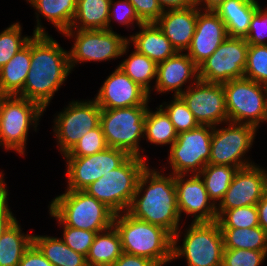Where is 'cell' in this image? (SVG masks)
<instances>
[{"label": "cell", "instance_id": "cell-1", "mask_svg": "<svg viewBox=\"0 0 267 266\" xmlns=\"http://www.w3.org/2000/svg\"><path fill=\"white\" fill-rule=\"evenodd\" d=\"M70 73L69 52L50 35L33 34L30 70L18 96L38 103L46 111Z\"/></svg>", "mask_w": 267, "mask_h": 266}, {"label": "cell", "instance_id": "cell-2", "mask_svg": "<svg viewBox=\"0 0 267 266\" xmlns=\"http://www.w3.org/2000/svg\"><path fill=\"white\" fill-rule=\"evenodd\" d=\"M132 217L159 226L171 236L180 228L174 175L168 176L149 165L141 173L136 192L126 211Z\"/></svg>", "mask_w": 267, "mask_h": 266}, {"label": "cell", "instance_id": "cell-3", "mask_svg": "<svg viewBox=\"0 0 267 266\" xmlns=\"http://www.w3.org/2000/svg\"><path fill=\"white\" fill-rule=\"evenodd\" d=\"M113 225L121 237L124 253L149 258L158 266L172 262V236L163 228L117 213Z\"/></svg>", "mask_w": 267, "mask_h": 266}, {"label": "cell", "instance_id": "cell-4", "mask_svg": "<svg viewBox=\"0 0 267 266\" xmlns=\"http://www.w3.org/2000/svg\"><path fill=\"white\" fill-rule=\"evenodd\" d=\"M182 231L172 236V261L185 258L187 266H222L224 243L217 221L191 222L178 245Z\"/></svg>", "mask_w": 267, "mask_h": 266}, {"label": "cell", "instance_id": "cell-5", "mask_svg": "<svg viewBox=\"0 0 267 266\" xmlns=\"http://www.w3.org/2000/svg\"><path fill=\"white\" fill-rule=\"evenodd\" d=\"M49 209L69 227L102 232L113 225L115 213L81 190H66L56 196Z\"/></svg>", "mask_w": 267, "mask_h": 266}, {"label": "cell", "instance_id": "cell-6", "mask_svg": "<svg viewBox=\"0 0 267 266\" xmlns=\"http://www.w3.org/2000/svg\"><path fill=\"white\" fill-rule=\"evenodd\" d=\"M44 109L18 95H0V146L25 155L30 126L37 130Z\"/></svg>", "mask_w": 267, "mask_h": 266}, {"label": "cell", "instance_id": "cell-7", "mask_svg": "<svg viewBox=\"0 0 267 266\" xmlns=\"http://www.w3.org/2000/svg\"><path fill=\"white\" fill-rule=\"evenodd\" d=\"M148 157L130 156L121 166L91 183L84 191L104 203L115 214L126 212L137 189Z\"/></svg>", "mask_w": 267, "mask_h": 266}, {"label": "cell", "instance_id": "cell-8", "mask_svg": "<svg viewBox=\"0 0 267 266\" xmlns=\"http://www.w3.org/2000/svg\"><path fill=\"white\" fill-rule=\"evenodd\" d=\"M147 111L148 106L101 109L100 125L107 146L124 150L130 156L145 158L141 155L144 149L139 145L141 138L145 137Z\"/></svg>", "mask_w": 267, "mask_h": 266}, {"label": "cell", "instance_id": "cell-9", "mask_svg": "<svg viewBox=\"0 0 267 266\" xmlns=\"http://www.w3.org/2000/svg\"><path fill=\"white\" fill-rule=\"evenodd\" d=\"M63 36L75 38L69 50V65L72 69L78 63L102 62L124 57L129 50L128 37L108 29H69Z\"/></svg>", "mask_w": 267, "mask_h": 266}, {"label": "cell", "instance_id": "cell-10", "mask_svg": "<svg viewBox=\"0 0 267 266\" xmlns=\"http://www.w3.org/2000/svg\"><path fill=\"white\" fill-rule=\"evenodd\" d=\"M228 120L248 124L257 130L267 122V85L247 78L223 83Z\"/></svg>", "mask_w": 267, "mask_h": 266}, {"label": "cell", "instance_id": "cell-11", "mask_svg": "<svg viewBox=\"0 0 267 266\" xmlns=\"http://www.w3.org/2000/svg\"><path fill=\"white\" fill-rule=\"evenodd\" d=\"M226 125L228 126L225 128L213 127L208 164L228 165L237 169L255 164L244 156L253 145L257 129L248 124L231 121H227Z\"/></svg>", "mask_w": 267, "mask_h": 266}, {"label": "cell", "instance_id": "cell-12", "mask_svg": "<svg viewBox=\"0 0 267 266\" xmlns=\"http://www.w3.org/2000/svg\"><path fill=\"white\" fill-rule=\"evenodd\" d=\"M213 127L199 125L181 132L170 146L168 164L173 175L199 174L209 163Z\"/></svg>", "mask_w": 267, "mask_h": 266}, {"label": "cell", "instance_id": "cell-13", "mask_svg": "<svg viewBox=\"0 0 267 266\" xmlns=\"http://www.w3.org/2000/svg\"><path fill=\"white\" fill-rule=\"evenodd\" d=\"M54 118V136L62 156L67 154L79 139L100 125L101 108L94 99L69 102Z\"/></svg>", "mask_w": 267, "mask_h": 266}, {"label": "cell", "instance_id": "cell-14", "mask_svg": "<svg viewBox=\"0 0 267 266\" xmlns=\"http://www.w3.org/2000/svg\"><path fill=\"white\" fill-rule=\"evenodd\" d=\"M249 44L245 38L228 36L199 66V80L223 84L244 78Z\"/></svg>", "mask_w": 267, "mask_h": 266}, {"label": "cell", "instance_id": "cell-15", "mask_svg": "<svg viewBox=\"0 0 267 266\" xmlns=\"http://www.w3.org/2000/svg\"><path fill=\"white\" fill-rule=\"evenodd\" d=\"M129 157L126 151L112 147L84 157H65L66 190L84 191L91 183L121 166Z\"/></svg>", "mask_w": 267, "mask_h": 266}, {"label": "cell", "instance_id": "cell-16", "mask_svg": "<svg viewBox=\"0 0 267 266\" xmlns=\"http://www.w3.org/2000/svg\"><path fill=\"white\" fill-rule=\"evenodd\" d=\"M199 125L220 126L228 120L222 84L198 80L180 95Z\"/></svg>", "mask_w": 267, "mask_h": 266}, {"label": "cell", "instance_id": "cell-17", "mask_svg": "<svg viewBox=\"0 0 267 266\" xmlns=\"http://www.w3.org/2000/svg\"><path fill=\"white\" fill-rule=\"evenodd\" d=\"M267 192V170L256 163L238 169L217 210L256 205Z\"/></svg>", "mask_w": 267, "mask_h": 266}, {"label": "cell", "instance_id": "cell-18", "mask_svg": "<svg viewBox=\"0 0 267 266\" xmlns=\"http://www.w3.org/2000/svg\"><path fill=\"white\" fill-rule=\"evenodd\" d=\"M189 176L174 175L180 216L182 213L187 214V217L193 215L192 222L217 221V206L209 198L202 178L199 174Z\"/></svg>", "mask_w": 267, "mask_h": 266}, {"label": "cell", "instance_id": "cell-19", "mask_svg": "<svg viewBox=\"0 0 267 266\" xmlns=\"http://www.w3.org/2000/svg\"><path fill=\"white\" fill-rule=\"evenodd\" d=\"M151 95L118 66L104 81L94 100L101 109L148 106Z\"/></svg>", "mask_w": 267, "mask_h": 266}, {"label": "cell", "instance_id": "cell-20", "mask_svg": "<svg viewBox=\"0 0 267 266\" xmlns=\"http://www.w3.org/2000/svg\"><path fill=\"white\" fill-rule=\"evenodd\" d=\"M227 37L225 23L218 14L212 10L199 8L196 30L190 47L185 53L199 66L213 54Z\"/></svg>", "mask_w": 267, "mask_h": 266}, {"label": "cell", "instance_id": "cell-21", "mask_svg": "<svg viewBox=\"0 0 267 266\" xmlns=\"http://www.w3.org/2000/svg\"><path fill=\"white\" fill-rule=\"evenodd\" d=\"M199 80V68L193 60L183 52L157 64L155 89L157 93L174 92L180 96L186 89L182 88L188 81L193 85ZM193 81V82H192Z\"/></svg>", "mask_w": 267, "mask_h": 266}, {"label": "cell", "instance_id": "cell-22", "mask_svg": "<svg viewBox=\"0 0 267 266\" xmlns=\"http://www.w3.org/2000/svg\"><path fill=\"white\" fill-rule=\"evenodd\" d=\"M198 13L199 8L196 5L165 10L156 22L177 52L187 51L190 47Z\"/></svg>", "mask_w": 267, "mask_h": 266}, {"label": "cell", "instance_id": "cell-23", "mask_svg": "<svg viewBox=\"0 0 267 266\" xmlns=\"http://www.w3.org/2000/svg\"><path fill=\"white\" fill-rule=\"evenodd\" d=\"M139 32L128 38V43L156 64L174 56L177 51L156 23H143Z\"/></svg>", "mask_w": 267, "mask_h": 266}, {"label": "cell", "instance_id": "cell-24", "mask_svg": "<svg viewBox=\"0 0 267 266\" xmlns=\"http://www.w3.org/2000/svg\"><path fill=\"white\" fill-rule=\"evenodd\" d=\"M35 12L37 25L33 34H48L40 23L39 14L46 18L62 35L71 28L76 14L77 0H26Z\"/></svg>", "mask_w": 267, "mask_h": 266}, {"label": "cell", "instance_id": "cell-25", "mask_svg": "<svg viewBox=\"0 0 267 266\" xmlns=\"http://www.w3.org/2000/svg\"><path fill=\"white\" fill-rule=\"evenodd\" d=\"M259 7L257 0H225L214 11L225 23L228 36L245 38Z\"/></svg>", "mask_w": 267, "mask_h": 266}, {"label": "cell", "instance_id": "cell-26", "mask_svg": "<svg viewBox=\"0 0 267 266\" xmlns=\"http://www.w3.org/2000/svg\"><path fill=\"white\" fill-rule=\"evenodd\" d=\"M31 39L0 69V95H19L30 70Z\"/></svg>", "mask_w": 267, "mask_h": 266}, {"label": "cell", "instance_id": "cell-27", "mask_svg": "<svg viewBox=\"0 0 267 266\" xmlns=\"http://www.w3.org/2000/svg\"><path fill=\"white\" fill-rule=\"evenodd\" d=\"M123 253L121 237L112 225L98 232L86 256L88 266H111Z\"/></svg>", "mask_w": 267, "mask_h": 266}, {"label": "cell", "instance_id": "cell-28", "mask_svg": "<svg viewBox=\"0 0 267 266\" xmlns=\"http://www.w3.org/2000/svg\"><path fill=\"white\" fill-rule=\"evenodd\" d=\"M33 235V244L53 266H88L86 257L68 247L61 238Z\"/></svg>", "mask_w": 267, "mask_h": 266}, {"label": "cell", "instance_id": "cell-29", "mask_svg": "<svg viewBox=\"0 0 267 266\" xmlns=\"http://www.w3.org/2000/svg\"><path fill=\"white\" fill-rule=\"evenodd\" d=\"M111 0H77L76 14L70 29H108Z\"/></svg>", "mask_w": 267, "mask_h": 266}, {"label": "cell", "instance_id": "cell-30", "mask_svg": "<svg viewBox=\"0 0 267 266\" xmlns=\"http://www.w3.org/2000/svg\"><path fill=\"white\" fill-rule=\"evenodd\" d=\"M32 243L33 235L22 233L16 220L0 238V266H18Z\"/></svg>", "mask_w": 267, "mask_h": 266}, {"label": "cell", "instance_id": "cell-31", "mask_svg": "<svg viewBox=\"0 0 267 266\" xmlns=\"http://www.w3.org/2000/svg\"><path fill=\"white\" fill-rule=\"evenodd\" d=\"M153 112L148 106V111L145 116L144 138L147 142L154 145H172L177 137L173 123L170 121L166 112L158 106Z\"/></svg>", "mask_w": 267, "mask_h": 266}, {"label": "cell", "instance_id": "cell-32", "mask_svg": "<svg viewBox=\"0 0 267 266\" xmlns=\"http://www.w3.org/2000/svg\"><path fill=\"white\" fill-rule=\"evenodd\" d=\"M224 249L267 250V232L252 228H220Z\"/></svg>", "mask_w": 267, "mask_h": 266}, {"label": "cell", "instance_id": "cell-33", "mask_svg": "<svg viewBox=\"0 0 267 266\" xmlns=\"http://www.w3.org/2000/svg\"><path fill=\"white\" fill-rule=\"evenodd\" d=\"M237 170L233 166L207 164L199 173L209 198L216 206L224 198Z\"/></svg>", "mask_w": 267, "mask_h": 266}, {"label": "cell", "instance_id": "cell-34", "mask_svg": "<svg viewBox=\"0 0 267 266\" xmlns=\"http://www.w3.org/2000/svg\"><path fill=\"white\" fill-rule=\"evenodd\" d=\"M118 67L151 94V81L156 80L157 64L136 49Z\"/></svg>", "mask_w": 267, "mask_h": 266}, {"label": "cell", "instance_id": "cell-35", "mask_svg": "<svg viewBox=\"0 0 267 266\" xmlns=\"http://www.w3.org/2000/svg\"><path fill=\"white\" fill-rule=\"evenodd\" d=\"M220 228H252L259 226L256 205L243 206L229 210H217Z\"/></svg>", "mask_w": 267, "mask_h": 266}, {"label": "cell", "instance_id": "cell-36", "mask_svg": "<svg viewBox=\"0 0 267 266\" xmlns=\"http://www.w3.org/2000/svg\"><path fill=\"white\" fill-rule=\"evenodd\" d=\"M21 31L20 22H15L0 33V69L32 38Z\"/></svg>", "mask_w": 267, "mask_h": 266}, {"label": "cell", "instance_id": "cell-37", "mask_svg": "<svg viewBox=\"0 0 267 266\" xmlns=\"http://www.w3.org/2000/svg\"><path fill=\"white\" fill-rule=\"evenodd\" d=\"M173 98L174 99L171 100L170 103L166 104L167 102H164L159 106L169 116L176 132L179 134L198 127L199 123L196 121L194 114L188 109L183 99L180 96H173Z\"/></svg>", "mask_w": 267, "mask_h": 266}, {"label": "cell", "instance_id": "cell-38", "mask_svg": "<svg viewBox=\"0 0 267 266\" xmlns=\"http://www.w3.org/2000/svg\"><path fill=\"white\" fill-rule=\"evenodd\" d=\"M244 78L267 85V45H249Z\"/></svg>", "mask_w": 267, "mask_h": 266}, {"label": "cell", "instance_id": "cell-39", "mask_svg": "<svg viewBox=\"0 0 267 266\" xmlns=\"http://www.w3.org/2000/svg\"><path fill=\"white\" fill-rule=\"evenodd\" d=\"M49 214L58 221L60 227L63 226L61 237L63 242L75 252L86 257L97 232L66 226L50 209Z\"/></svg>", "mask_w": 267, "mask_h": 266}, {"label": "cell", "instance_id": "cell-40", "mask_svg": "<svg viewBox=\"0 0 267 266\" xmlns=\"http://www.w3.org/2000/svg\"><path fill=\"white\" fill-rule=\"evenodd\" d=\"M101 125L83 135L64 157H84L107 148Z\"/></svg>", "mask_w": 267, "mask_h": 266}, {"label": "cell", "instance_id": "cell-41", "mask_svg": "<svg viewBox=\"0 0 267 266\" xmlns=\"http://www.w3.org/2000/svg\"><path fill=\"white\" fill-rule=\"evenodd\" d=\"M267 250L224 249L222 266H260Z\"/></svg>", "mask_w": 267, "mask_h": 266}, {"label": "cell", "instance_id": "cell-42", "mask_svg": "<svg viewBox=\"0 0 267 266\" xmlns=\"http://www.w3.org/2000/svg\"><path fill=\"white\" fill-rule=\"evenodd\" d=\"M112 19L121 25L127 26V28L134 26V23L136 26L138 25V27L143 24L138 17L134 6L128 0H118L116 2L111 0L108 19V30L111 31H113V28L110 25Z\"/></svg>", "mask_w": 267, "mask_h": 266}, {"label": "cell", "instance_id": "cell-43", "mask_svg": "<svg viewBox=\"0 0 267 266\" xmlns=\"http://www.w3.org/2000/svg\"><path fill=\"white\" fill-rule=\"evenodd\" d=\"M267 8L260 6L253 15L248 34L245 37L249 45H267Z\"/></svg>", "mask_w": 267, "mask_h": 266}, {"label": "cell", "instance_id": "cell-44", "mask_svg": "<svg viewBox=\"0 0 267 266\" xmlns=\"http://www.w3.org/2000/svg\"><path fill=\"white\" fill-rule=\"evenodd\" d=\"M143 23H156L163 14L158 0H128Z\"/></svg>", "mask_w": 267, "mask_h": 266}, {"label": "cell", "instance_id": "cell-45", "mask_svg": "<svg viewBox=\"0 0 267 266\" xmlns=\"http://www.w3.org/2000/svg\"><path fill=\"white\" fill-rule=\"evenodd\" d=\"M4 173L0 172V238L3 233L9 228L17 219L10 210L8 205V190L7 184L4 181Z\"/></svg>", "mask_w": 267, "mask_h": 266}, {"label": "cell", "instance_id": "cell-46", "mask_svg": "<svg viewBox=\"0 0 267 266\" xmlns=\"http://www.w3.org/2000/svg\"><path fill=\"white\" fill-rule=\"evenodd\" d=\"M18 266H53L40 252V250L32 243L24 252Z\"/></svg>", "mask_w": 267, "mask_h": 266}, {"label": "cell", "instance_id": "cell-47", "mask_svg": "<svg viewBox=\"0 0 267 266\" xmlns=\"http://www.w3.org/2000/svg\"><path fill=\"white\" fill-rule=\"evenodd\" d=\"M111 266H158L149 258L122 253Z\"/></svg>", "mask_w": 267, "mask_h": 266}, {"label": "cell", "instance_id": "cell-48", "mask_svg": "<svg viewBox=\"0 0 267 266\" xmlns=\"http://www.w3.org/2000/svg\"><path fill=\"white\" fill-rule=\"evenodd\" d=\"M163 11L171 9H183L195 5V0H158Z\"/></svg>", "mask_w": 267, "mask_h": 266}, {"label": "cell", "instance_id": "cell-49", "mask_svg": "<svg viewBox=\"0 0 267 266\" xmlns=\"http://www.w3.org/2000/svg\"><path fill=\"white\" fill-rule=\"evenodd\" d=\"M258 211L259 226L267 232V192L256 204Z\"/></svg>", "mask_w": 267, "mask_h": 266}, {"label": "cell", "instance_id": "cell-50", "mask_svg": "<svg viewBox=\"0 0 267 266\" xmlns=\"http://www.w3.org/2000/svg\"><path fill=\"white\" fill-rule=\"evenodd\" d=\"M225 0H195V5L201 10L214 11Z\"/></svg>", "mask_w": 267, "mask_h": 266}]
</instances>
